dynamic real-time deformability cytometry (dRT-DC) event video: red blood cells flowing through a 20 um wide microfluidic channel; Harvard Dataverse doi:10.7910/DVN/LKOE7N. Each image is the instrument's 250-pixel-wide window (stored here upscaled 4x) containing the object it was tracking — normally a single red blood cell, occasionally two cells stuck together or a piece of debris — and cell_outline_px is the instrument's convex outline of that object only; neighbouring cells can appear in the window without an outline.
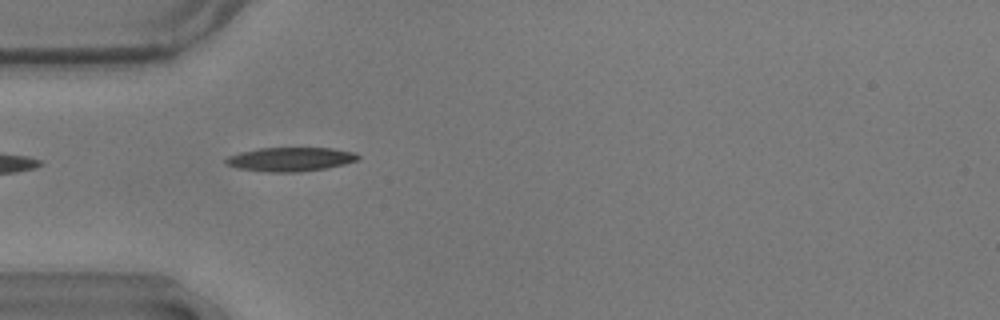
{"species": "common noctule bat (a hibernating species)", "species_latin": "Nyctalus noctula", "temperature_condition": "warm", "stored_images_in_passage": 3, "camera_frame_rate_fps": 3000, "um_per_image_px": 0.085, "animal": {"sex": "male", "body_mass_g": 17.9}, "frame": {"image": 1, "passage_image": 1, "time_ms": 0.0, "image_size_px": [1000, 320], "cell_outline_px": [[360, 160], [328, 168], [300, 172], [268, 172], [236, 168], [224, 164], [224, 160], [228, 156], [240, 152], [260, 148], [332, 148], [356, 152], [360, 156]], "centroid_in_image_um": [24.7, 13.54], "position_along_channel_um": 60.3, "area_um2": 18.73}}